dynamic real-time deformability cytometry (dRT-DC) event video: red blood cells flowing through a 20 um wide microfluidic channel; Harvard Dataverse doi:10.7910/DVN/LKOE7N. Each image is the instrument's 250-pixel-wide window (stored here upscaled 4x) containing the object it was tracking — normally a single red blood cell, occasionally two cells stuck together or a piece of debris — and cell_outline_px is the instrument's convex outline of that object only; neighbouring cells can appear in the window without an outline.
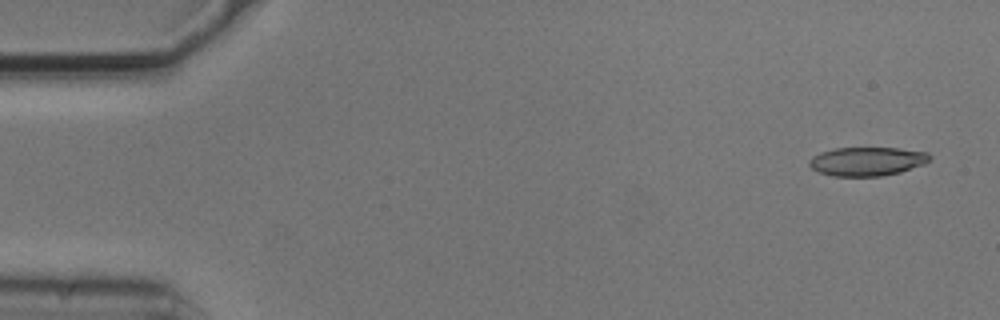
{"species": "common noctule bat (a hibernating species)", "species_latin": "Nyctalus noctula", "temperature_condition": "cold", "stored_images_in_passage": 2, "camera_frame_rate_fps": 3000, "um_per_image_px": 0.085, "animal": {"sex": "male", "body_mass_g": 20.5, "forearm_length_mm": 52.5}, "frame": {"image": 1, "passage_image": 2, "time_ms": 0.333, "image_size_px": [1000, 320], "cell_outline_px": [[932, 156], [924, 164], [900, 172], [880, 176], [832, 176], [820, 172], [812, 168], [808, 164], [808, 160], [812, 156], [820, 152], [836, 148], [896, 148], [928, 152]], "centroid_in_image_um": [73.68, 13.71], "position_along_channel_um": 11.3, "area_um2": 20.17}}